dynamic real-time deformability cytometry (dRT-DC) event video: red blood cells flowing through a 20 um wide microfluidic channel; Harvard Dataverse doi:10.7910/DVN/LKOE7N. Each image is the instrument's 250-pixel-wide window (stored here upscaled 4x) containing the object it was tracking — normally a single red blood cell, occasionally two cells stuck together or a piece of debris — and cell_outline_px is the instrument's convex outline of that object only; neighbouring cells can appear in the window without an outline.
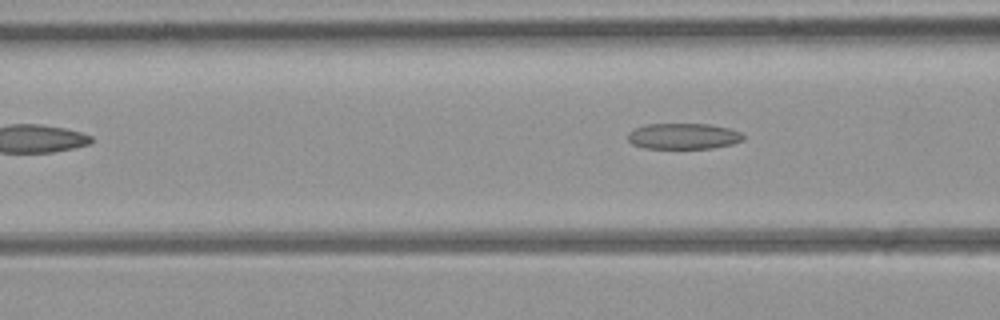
{"species": "common noctule bat (a hibernating species)", "species_latin": "Nyctalus noctula", "temperature_condition": "room temperature", "stored_images_in_passage": 4, "segment_of_instrument_passage": [2, 2], "camera_frame_rate_fps": 3000, "um_per_image_px": 0.085, "animal": {"sex": "female", "body_mass_g": 21.9}, "frame": {"image": 1, "passage_image": 4, "time_ms": 3.667, "image_size_px": [1000, 320], "cell_outline_px": [[744, 140], [732, 144], [712, 148], [644, 148], [632, 144], [628, 140], [628, 132], [644, 124], [712, 124], [728, 128], [740, 132], [744, 136]], "centroid_in_image_um": [58.09, 11.57], "position_along_channel_um": 108.5, "area_um2": 17.46}}